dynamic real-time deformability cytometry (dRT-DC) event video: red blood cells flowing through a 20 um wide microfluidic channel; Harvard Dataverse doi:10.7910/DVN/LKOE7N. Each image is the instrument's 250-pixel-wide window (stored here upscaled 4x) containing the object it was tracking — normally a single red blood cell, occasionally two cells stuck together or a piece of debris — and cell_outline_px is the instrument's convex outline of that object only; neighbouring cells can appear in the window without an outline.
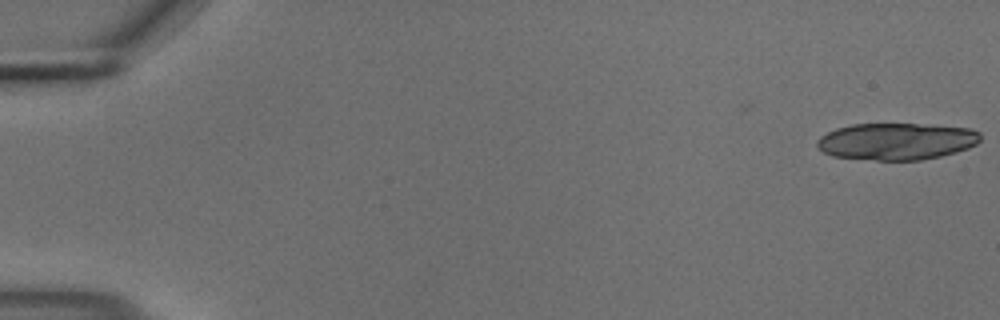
{"species": "common noctule bat (a hibernating species)", "species_latin": "Nyctalus noctula", "temperature_condition": "cold", "stored_images_in_passage": 19, "camera_frame_rate_fps": 3000, "um_per_image_px": 0.085, "animal": {"sex": "male", "body_mass_g": 18.8}, "frame": {"image": 1, "passage_image": 1, "time_ms": 0.0, "image_size_px": [1000, 320], "cell_outline_px": [[980, 140], [976, 144], [968, 148], [956, 152], [940, 156], [920, 160], [876, 160], [832, 156], [816, 148], [816, 140], [820, 136], [836, 128], [852, 124], [916, 124], [968, 128], [980, 132]], "centroid_in_image_um": [76.16, 12.02], "position_along_channel_um": 8.8, "area_um2": 35.08}}